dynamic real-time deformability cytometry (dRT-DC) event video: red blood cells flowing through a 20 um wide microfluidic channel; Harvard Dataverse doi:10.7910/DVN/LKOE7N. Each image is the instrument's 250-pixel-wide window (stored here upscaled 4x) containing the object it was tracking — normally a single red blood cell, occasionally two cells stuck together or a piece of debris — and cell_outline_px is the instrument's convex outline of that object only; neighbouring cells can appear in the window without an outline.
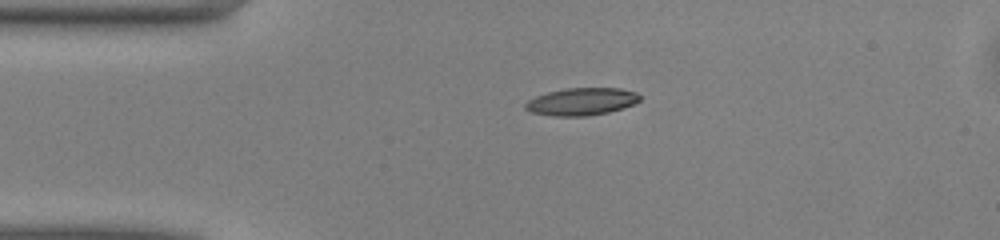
{"species": "common noctule bat (a hibernating species)", "species_latin": "Nyctalus noctula", "temperature_condition": "warm", "stored_images_in_passage": 40, "camera_frame_rate_fps": 3000, "um_per_image_px": 0.085, "animal": {"sex": "male", "body_mass_g": 13.0, "forearm_length_mm": 53.1}, "frame": {"image": 1, "passage_image": 1, "time_ms": 0.0, "image_size_px": [1000, 240], "cell_outline_px": [[640, 100], [632, 104], [608, 112], [588, 116], [552, 116], [532, 112], [524, 108], [524, 104], [528, 100], [536, 96], [548, 92], [564, 88], [620, 88], [636, 92], [640, 96]], "centroid_in_image_um": [49.4, 8.63], "position_along_channel_um": 35.6, "area_um2": 18.21}}
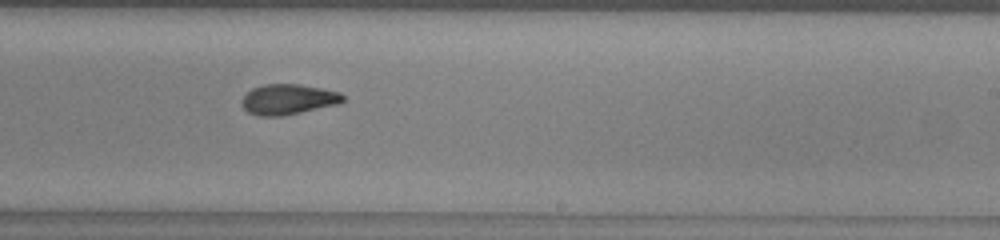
{"frame": {"image": 2, "passage_image": 20, "time_ms": 6.333, "image_size_px": [1000, 240], "cell_outline_px": [[344, 100], [340, 104], [280, 116], [260, 116], [248, 112], [240, 104], [244, 96], [252, 88], [264, 84], [300, 84], [340, 92], [344, 96]], "centroid_in_image_um": [24.5, 8.44], "position_along_channel_um": 264.5, "area_um2": 17.86}}
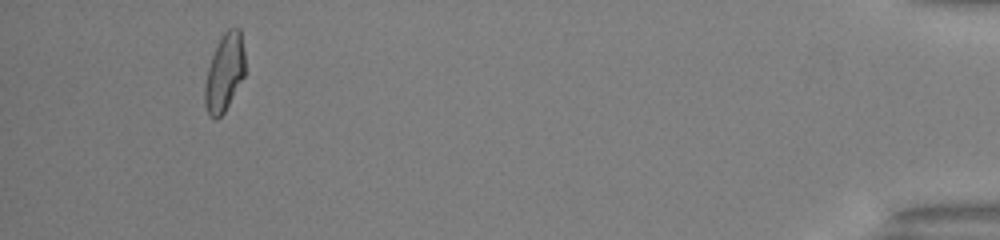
{"frame": {"image": 3, "passage_image": 37, "time_ms": 12.0, "image_size_px": [1000, 240], "cell_outline_px": [[244, 76], [224, 112], [216, 120], [208, 116], [204, 104], [204, 88], [208, 68], [212, 56], [224, 32], [228, 28], [240, 28], [244, 52]], "centroid_in_image_um": [19.06, 6.2], "position_along_channel_um": 416.1, "area_um2": 17.98}, "authors_computed_cell_mechanics": {"area_um2": 18.1203, "velocity_mm_per_s": 4.0869, "shape_relaxation_time_tau1_ms": 7.4378, "shape_relaxation_time_tau2_ms": 3.5567, "deformation_change_tau1": 0.2189, "deformation_change_tau2": 0.1089}}